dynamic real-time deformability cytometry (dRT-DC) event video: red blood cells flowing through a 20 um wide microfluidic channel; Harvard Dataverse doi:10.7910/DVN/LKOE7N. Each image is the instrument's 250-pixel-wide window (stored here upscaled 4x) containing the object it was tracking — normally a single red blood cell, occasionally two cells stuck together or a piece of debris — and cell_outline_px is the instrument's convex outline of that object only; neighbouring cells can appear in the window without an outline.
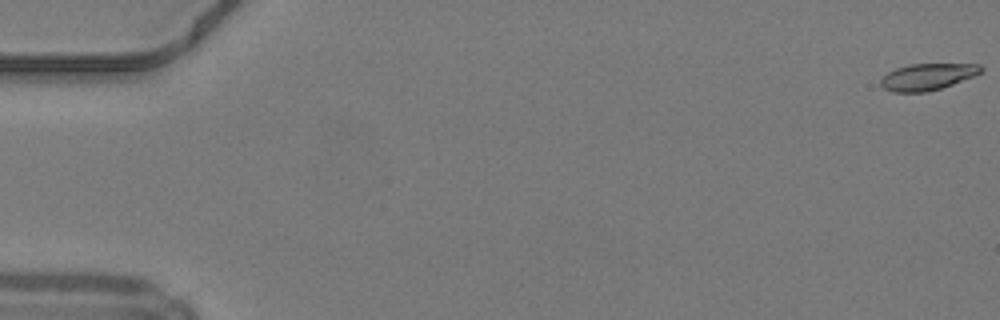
{"species": "common noctule bat (a hibernating species)", "species_latin": "Nyctalus noctula", "temperature_condition": "warm", "stored_images_in_passage": 50, "camera_frame_rate_fps": 3000, "um_per_image_px": 0.085, "animal": {"sex": "male", "body_mass_g": 19.2, "forearm_length_mm": 51.8}, "frame": {"image": 1, "passage_image": 1, "time_ms": 0.0, "image_size_px": [1000, 320], "cell_outline_px": [[984, 68], [976, 76], [940, 88], [924, 92], [892, 92], [884, 88], [880, 84], [880, 80], [888, 72], [896, 68], [908, 64], [980, 64]], "centroid_in_image_um": [78.84, 6.52], "position_along_channel_um": 6.2, "area_um2": 15.49}}
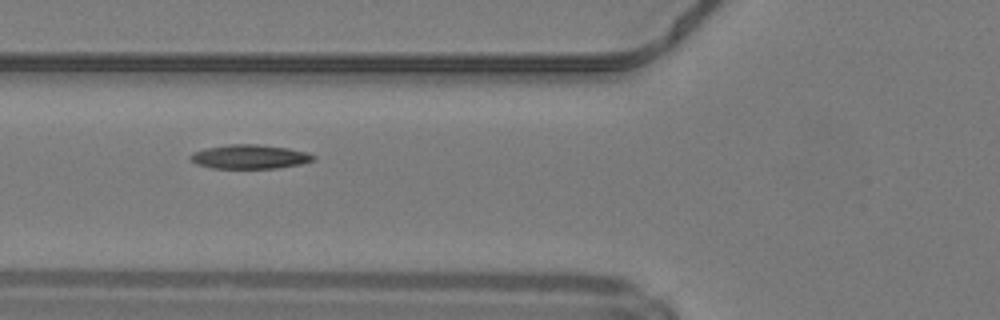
{"frame": {"image": 2, "passage_image": 20, "time_ms": 6.333, "image_size_px": [1000, 320], "cell_outline_px": [[316, 160], [300, 164], [280, 168], [212, 168], [196, 164], [188, 156], [192, 152], [204, 148], [228, 144], [260, 144], [288, 148], [308, 152], [316, 156]], "centroid_in_image_um": [21.24, 13.31], "position_along_channel_um": 104.6, "area_um2": 17.51}}
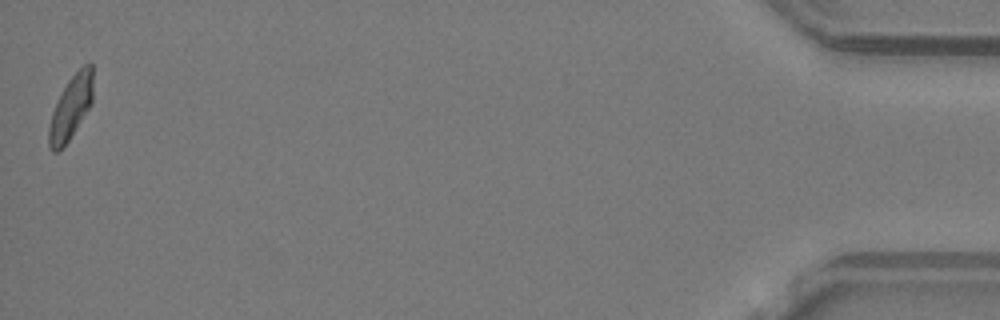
{"frame": {"image": 3, "passage_image": 50, "time_ms": 16.333, "image_size_px": [1000, 320], "cell_outline_px": [[92, 100], [88, 108], [68, 140], [56, 152], [52, 152], [48, 144], [48, 128], [52, 112], [68, 80], [88, 60], [92, 64]], "centroid_in_image_um": [6.01, 9.11], "position_along_channel_um": 429.2, "area_um2": 15.78}, "authors_computed_cell_mechanics": {"area_um2": 16.5886, "velocity_mm_per_s": 4.2119, "shape_relaxation_time_tau1_ms": 5.1457, "shape_relaxation_time_tau2_ms": 3.8046, "deformation_change_tau1": 0.1934, "deformation_change_tau2": 0.095}}